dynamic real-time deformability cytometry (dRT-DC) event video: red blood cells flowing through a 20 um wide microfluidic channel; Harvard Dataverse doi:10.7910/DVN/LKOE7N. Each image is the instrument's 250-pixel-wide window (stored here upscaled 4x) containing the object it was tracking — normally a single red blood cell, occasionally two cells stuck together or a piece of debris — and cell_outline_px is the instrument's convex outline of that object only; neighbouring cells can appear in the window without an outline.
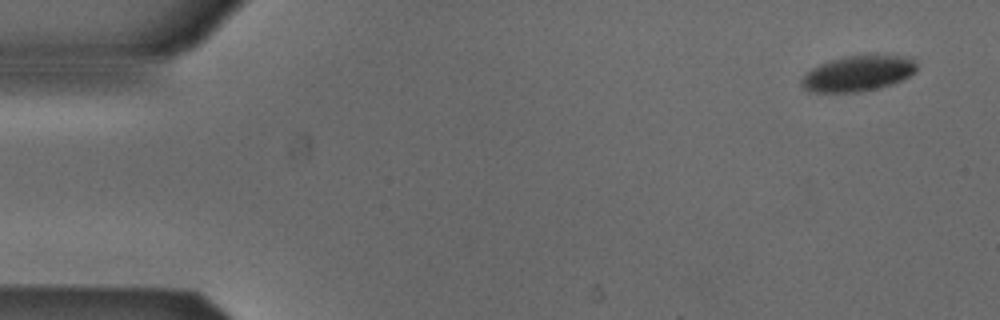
{"species": "Egyptian fruit bat (a non-hibernating species)", "species_latin": "Rousettus aegyptiacus", "temperature_condition": "cold", "stored_images_in_passage": 3, "segment_of_instrument_passage": [2, 2], "camera_frame_rate_fps": 3000, "um_per_image_px": 0.085, "animal": {"sex": "male"}, "frame": {"image": 1, "passage_image": 3, "time_ms": 0.667, "image_size_px": [1000, 320], "cell_outline_px": [[916, 72], [892, 84], [860, 92], [812, 92], [804, 88], [800, 84], [800, 80], [812, 68], [820, 64], [844, 56], [876, 52], [912, 56], [916, 60]], "centroid_in_image_um": [73.0, 6.18], "position_along_channel_um": 12.0, "area_um2": 24.62}}